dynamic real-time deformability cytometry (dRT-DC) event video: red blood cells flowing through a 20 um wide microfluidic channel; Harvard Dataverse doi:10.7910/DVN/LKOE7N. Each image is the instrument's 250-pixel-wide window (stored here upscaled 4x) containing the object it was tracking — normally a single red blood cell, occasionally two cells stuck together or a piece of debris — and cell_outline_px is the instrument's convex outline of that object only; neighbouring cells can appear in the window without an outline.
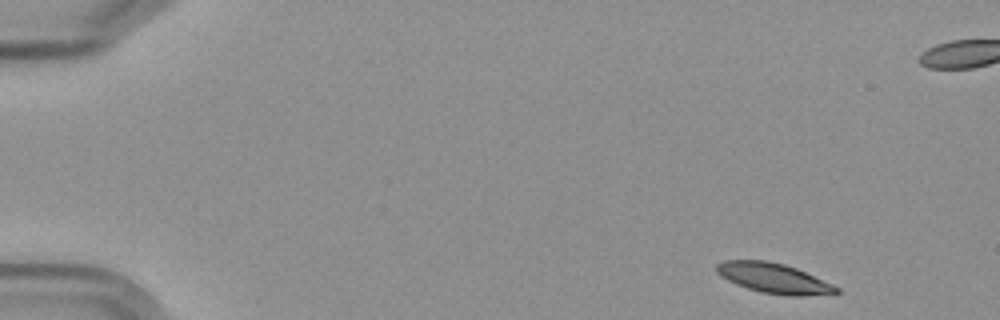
{"species": "Egyptian fruit bat (a non-hibernating species)", "species_latin": "Rousettus aegyptiacus", "temperature_condition": "cold", "stored_images_in_passage": 7, "camera_frame_rate_fps": 3000, "um_per_image_px": 0.085, "frame": {"image": 1, "passage_image": 1, "time_ms": 0.0, "image_size_px": [1000, 320], "cell_outline_px": [[840, 292], [836, 296], [788, 296], [760, 292], [736, 284], [720, 276], [716, 272], [716, 264], [724, 260], [764, 260], [784, 264], [796, 268], [832, 284], [840, 288]], "centroid_in_image_um": [65.84, 23.68], "position_along_channel_um": 19.2, "area_um2": 21.33}}
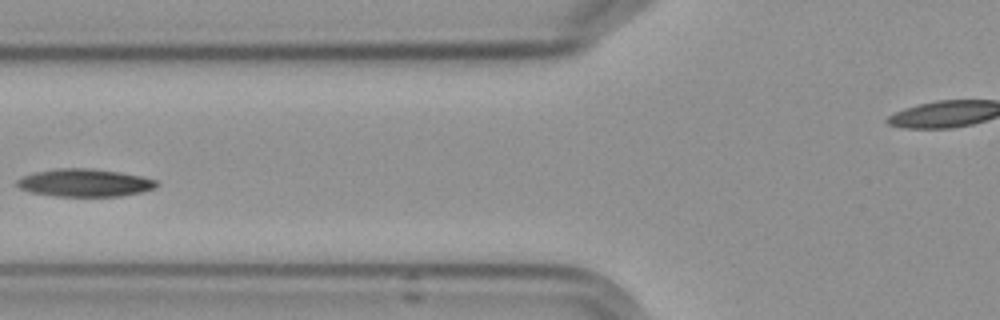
{"frame": {"image": 2, "passage_image": 6, "time_ms": 6.0, "image_size_px": [1000, 320], "cell_outline_px": [[156, 188], [140, 192], [120, 196], [52, 196], [28, 192], [20, 188], [16, 184], [16, 180], [20, 176], [36, 172], [56, 168], [88, 168], [120, 172], [140, 176], [156, 180]], "centroid_in_image_um": [7.13, 15.54], "position_along_channel_um": 118.7, "area_um2": 22.6}}
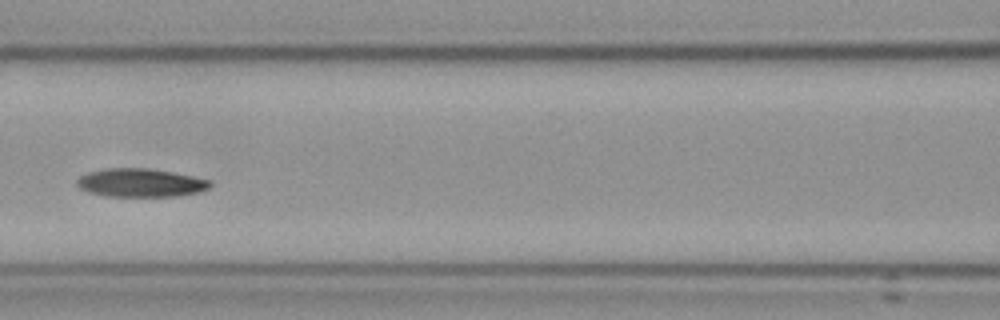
{"frame": {"image": 3, "passage_image": 7, "time_ms": 7.0, "image_size_px": [1000, 320], "cell_outline_px": [[212, 184], [208, 188], [200, 192], [180, 196], [104, 196], [88, 192], [80, 188], [76, 184], [76, 180], [80, 176], [88, 172], [108, 168], [144, 168], [172, 172], [212, 180]], "centroid_in_image_um": [11.95, 15.54], "position_along_channel_um": 154.6, "area_um2": 22.08}}